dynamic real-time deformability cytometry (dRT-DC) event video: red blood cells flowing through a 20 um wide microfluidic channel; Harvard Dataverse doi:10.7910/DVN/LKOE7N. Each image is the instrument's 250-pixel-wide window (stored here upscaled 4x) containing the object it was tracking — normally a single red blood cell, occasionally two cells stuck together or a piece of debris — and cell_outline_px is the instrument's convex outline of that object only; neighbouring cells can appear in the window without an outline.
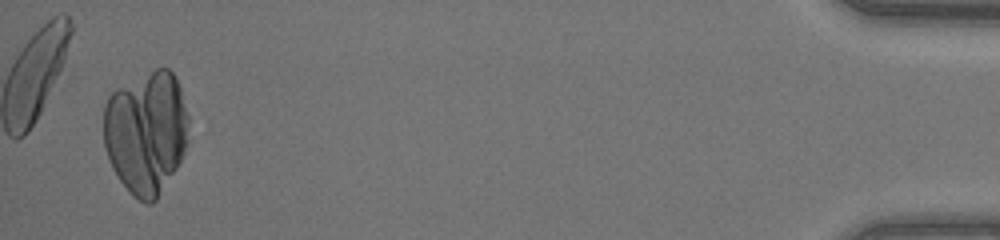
{"species": "human", "species_latin": "Homo sapiens", "temperature_condition": "warm", "stored_images_in_passage": 46, "camera_frame_rate_fps": 3000, "um_per_image_px": 0.085, "donor": {"sex": "female"}, "frame": {"image": 1, "passage_image": 45, "time_ms": 14.667, "image_size_px": [1000, 240], "cell_outline_px": [[188, 140], [184, 152], [176, 168], [156, 200], [152, 204], [144, 204], [132, 196], [120, 180], [112, 168], [108, 160], [104, 148], [104, 104], [108, 96], [116, 88], [156, 68], [168, 68], [172, 72], [180, 88], [188, 116]], "centroid_in_image_um": [12.41, 11.26], "position_along_channel_um": 422.8, "area_um2": 61.38}}